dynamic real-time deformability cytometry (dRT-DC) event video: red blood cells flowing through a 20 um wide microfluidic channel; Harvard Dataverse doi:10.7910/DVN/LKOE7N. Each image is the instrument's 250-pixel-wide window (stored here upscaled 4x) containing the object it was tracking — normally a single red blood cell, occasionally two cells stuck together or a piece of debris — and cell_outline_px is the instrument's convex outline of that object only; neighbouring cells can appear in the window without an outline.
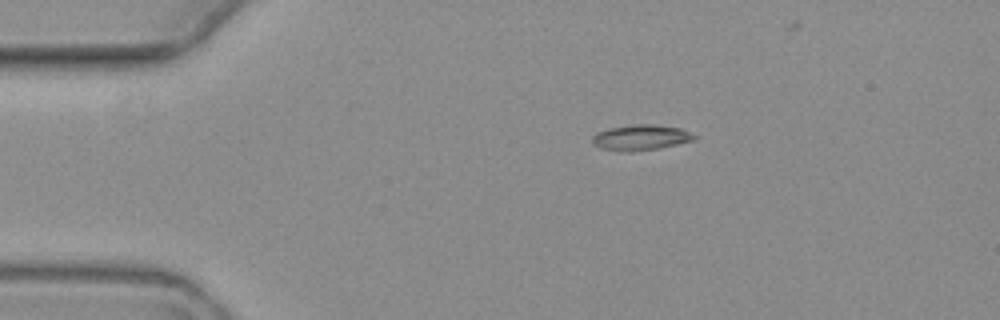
{"species": "common noctule bat (a hibernating species)", "species_latin": "Nyctalus noctula", "temperature_condition": "warm", "stored_images_in_passage": 4, "camera_frame_rate_fps": 3000, "um_per_image_px": 0.085, "animal": {"sex": "female", "body_mass_g": 19.3, "forearm_length_mm": 54.1}, "frame": {"image": 1, "passage_image": 1, "time_ms": 0.0, "image_size_px": [1000, 320], "cell_outline_px": [[700, 136], [692, 140], [660, 148], [632, 152], [620, 152], [600, 148], [592, 140], [592, 136], [596, 132], [612, 128], [636, 124], [656, 124], [680, 128]], "centroid_in_image_um": [54.48, 11.69], "position_along_channel_um": 30.5, "area_um2": 15.2}}
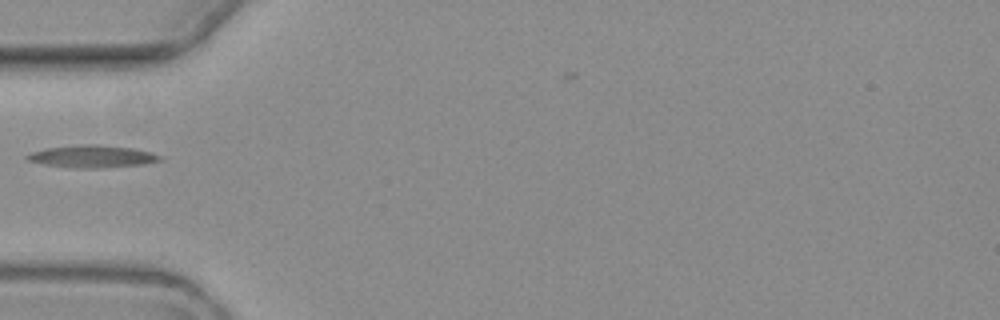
{"frame": {"image": 2, "passage_image": 3, "time_ms": 2.667, "image_size_px": [1000, 320], "cell_outline_px": [[164, 156], [160, 160], [144, 164], [100, 168], [76, 168], [44, 164], [28, 160], [24, 156], [32, 152], [44, 148], [84, 144], [96, 144], [132, 148], [152, 152]], "centroid_in_image_um": [7.86, 13.29], "position_along_channel_um": 77.1, "area_um2": 17.28}}
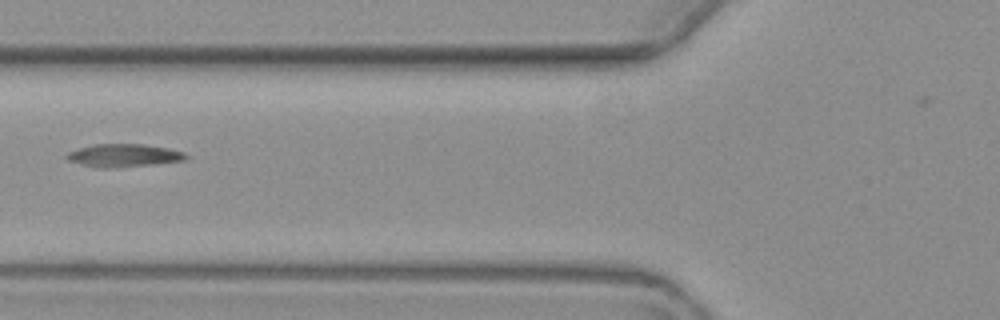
{"frame": {"image": 3, "passage_image": 4, "time_ms": 3.667, "image_size_px": [1000, 320], "cell_outline_px": [[192, 156], [184, 160], [152, 164], [108, 168], [96, 168], [68, 160], [64, 156], [68, 152], [80, 148], [96, 144], [144, 144], [168, 148], [184, 152]], "centroid_in_image_um": [10.54, 13.21], "position_along_channel_um": 115.3, "area_um2": 15.84}}